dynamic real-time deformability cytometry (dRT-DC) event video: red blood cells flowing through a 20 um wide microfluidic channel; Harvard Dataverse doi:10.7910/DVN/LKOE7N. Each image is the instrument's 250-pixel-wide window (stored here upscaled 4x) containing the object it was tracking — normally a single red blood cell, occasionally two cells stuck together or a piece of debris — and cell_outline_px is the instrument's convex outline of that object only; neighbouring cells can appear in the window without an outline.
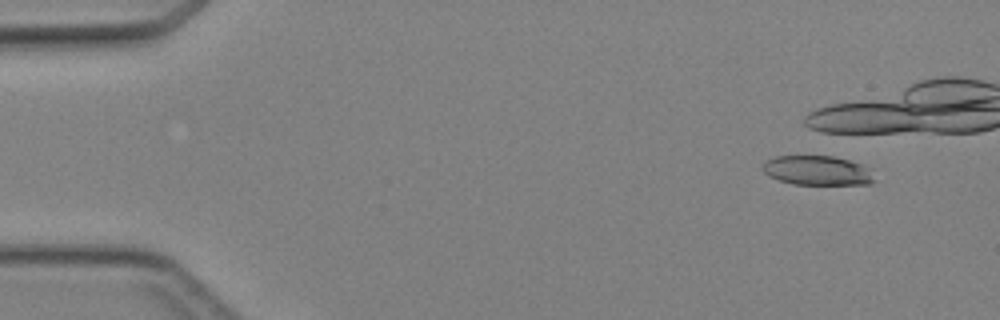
{"species": "Egyptian fruit bat (a non-hibernating species)", "species_latin": "Rousettus aegyptiacus", "temperature_condition": "cold", "stored_images_in_passage": 5, "camera_frame_rate_fps": 3000, "um_per_image_px": 0.085, "animal": {"sex": "female"}, "frame": {"image": 1, "passage_image": 1, "time_ms": 0.0, "image_size_px": [1000, 320], "cell_outline_px": [[876, 180], [872, 184], [792, 184], [768, 176], [760, 168], [768, 160], [776, 156], [832, 156], [864, 164]], "centroid_in_image_um": [69.48, 14.49], "position_along_channel_um": 15.5, "area_um2": 19.13}}